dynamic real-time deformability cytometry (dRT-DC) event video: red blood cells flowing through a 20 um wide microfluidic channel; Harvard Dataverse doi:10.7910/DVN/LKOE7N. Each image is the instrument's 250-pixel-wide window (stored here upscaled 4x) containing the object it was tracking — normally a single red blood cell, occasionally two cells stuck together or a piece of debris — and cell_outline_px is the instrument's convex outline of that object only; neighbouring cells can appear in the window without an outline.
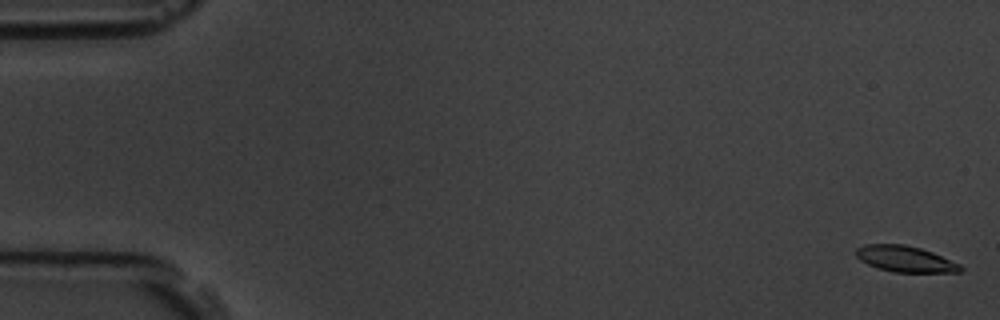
{"species": "common noctule bat (a hibernating species)", "species_latin": "Nyctalus noctula", "temperature_condition": "room temperature", "stored_images_in_passage": 7, "camera_frame_rate_fps": 3000, "um_per_image_px": 0.085, "animal": {"sex": "male", "body_mass_g": 19.5, "forearm_length_mm": 54.6}, "frame": {"image": 1, "passage_image": 1, "time_ms": 0.0, "image_size_px": [1000, 320], "cell_outline_px": [[964, 268], [960, 272], [892, 272], [868, 264], [860, 260], [856, 256], [856, 248], [864, 244], [904, 244], [920, 248], [932, 252], [960, 264]], "centroid_in_image_um": [76.94, 22.01], "position_along_channel_um": 8.1, "area_um2": 15.78}}
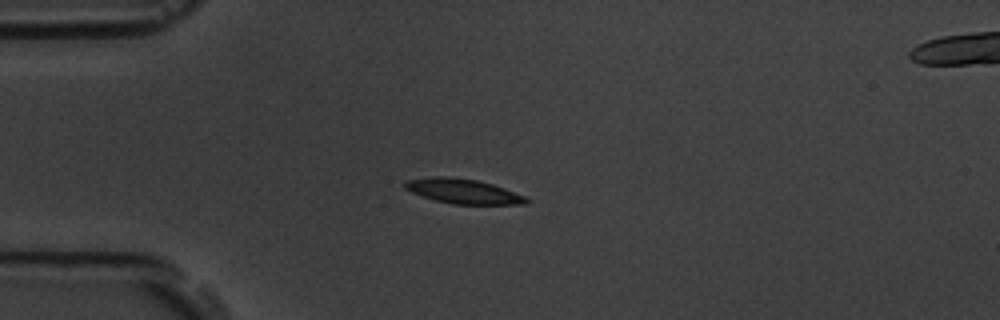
{"frame": {"image": 2, "passage_image": 5, "time_ms": 4.667, "image_size_px": [1000, 320], "cell_outline_px": [[528, 204], [452, 204], [436, 200], [412, 192], [404, 188], [404, 180], [432, 176], [448, 176], [476, 180], [492, 184], [504, 188], [524, 196], [528, 200]], "centroid_in_image_um": [39.33, 16.24], "position_along_channel_um": 45.7, "area_um2": 17.34}}
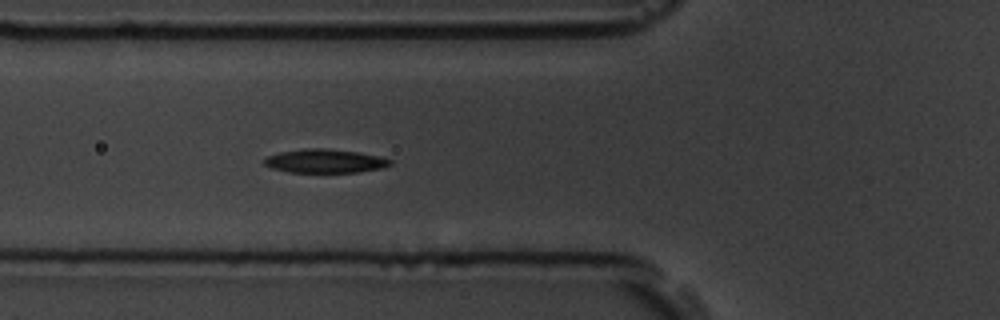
{"frame": {"image": 3, "passage_image": 7, "time_ms": 6.667, "image_size_px": [1000, 320], "cell_outline_px": [[392, 164], [384, 168], [360, 172], [288, 172], [272, 168], [264, 164], [264, 160], [268, 156], [280, 152], [304, 148], [328, 148], [360, 152], [380, 156], [392, 160]], "centroid_in_image_um": [27.67, 13.68], "position_along_channel_um": 98.1, "area_um2": 17.57}}